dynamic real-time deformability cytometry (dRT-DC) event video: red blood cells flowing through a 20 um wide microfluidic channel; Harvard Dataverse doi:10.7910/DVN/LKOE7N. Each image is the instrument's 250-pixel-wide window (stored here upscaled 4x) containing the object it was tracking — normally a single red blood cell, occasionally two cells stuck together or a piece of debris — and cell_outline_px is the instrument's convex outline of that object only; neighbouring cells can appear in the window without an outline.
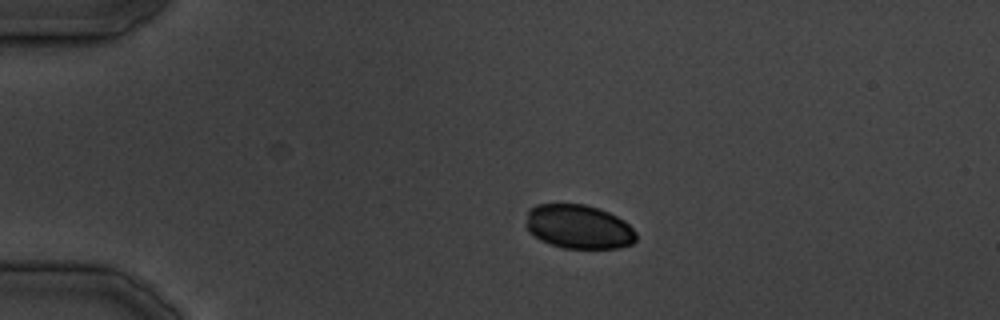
{"species": "common noctule bat (a hibernating species)", "species_latin": "Nyctalus noctula", "temperature_condition": "cold", "stored_images_in_passage": 31, "segment_of_instrument_passage": [1, 2], "camera_frame_rate_fps": 3000, "um_per_image_px": 0.085, "animal": {"sex": "male", "body_mass_g": 19.5, "forearm_length_mm": 54.6}, "frame": {"image": 1, "passage_image": 1, "time_ms": 0.0, "image_size_px": [1000, 320], "cell_outline_px": [[636, 240], [632, 244], [620, 248], [564, 248], [540, 240], [528, 232], [524, 224], [528, 208], [536, 204], [584, 204], [600, 208], [624, 220], [636, 232]], "centroid_in_image_um": [49.15, 19.26], "position_along_channel_um": 35.9, "area_um2": 28.61}}
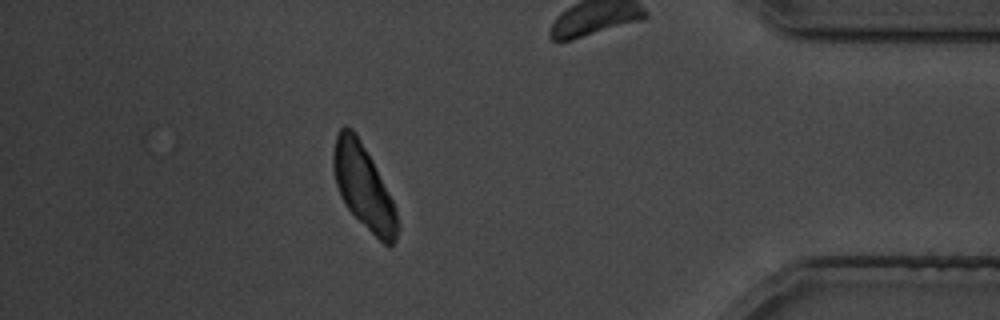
{"frame": {"image": 2, "passage_image": 26, "time_ms": 31.0, "image_size_px": [1000, 320], "cell_outline_px": [[400, 228], [396, 240], [392, 244], [384, 244], [344, 204], [340, 196], [336, 184], [332, 164], [332, 152], [336, 136], [340, 128], [344, 124], [352, 128], [360, 140], [372, 160], [392, 200], [400, 224]], "centroid_in_image_um": [30.88, 15.86], "position_along_channel_um": 404.3, "area_um2": 30.98}}